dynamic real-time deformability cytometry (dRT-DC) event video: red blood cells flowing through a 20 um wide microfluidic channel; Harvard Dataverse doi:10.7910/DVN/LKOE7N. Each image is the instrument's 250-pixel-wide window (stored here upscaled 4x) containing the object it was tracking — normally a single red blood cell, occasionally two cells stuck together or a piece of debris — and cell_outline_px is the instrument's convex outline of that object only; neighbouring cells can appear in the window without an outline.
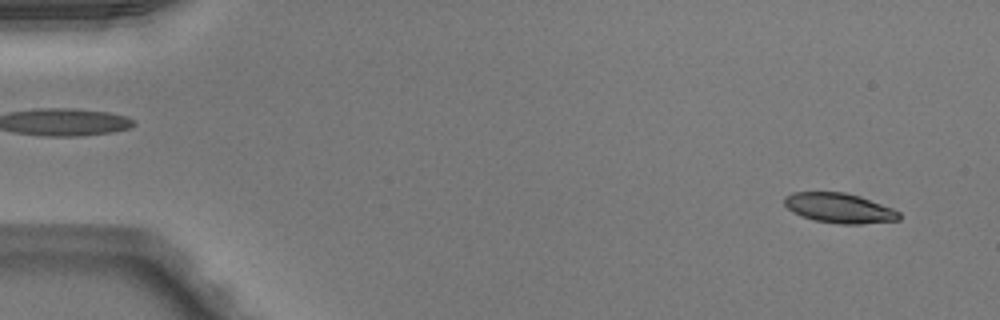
{"species": "Egyptian fruit bat (a non-hibernating species)", "species_latin": "Rousettus aegyptiacus", "temperature_condition": "warm", "stored_images_in_passage": 50, "camera_frame_rate_fps": 3000, "um_per_image_px": 0.085, "animal": {"sex": "male"}, "frame": {"image": 1, "passage_image": 3, "time_ms": 0.667, "image_size_px": [1000, 320], "cell_outline_px": [[900, 220], [860, 224], [840, 224], [816, 220], [800, 216], [792, 212], [784, 204], [784, 196], [792, 192], [844, 192], [860, 196], [892, 208], [900, 212]], "centroid_in_image_um": [71.33, 17.68], "position_along_channel_um": 13.7, "area_um2": 20.0}}
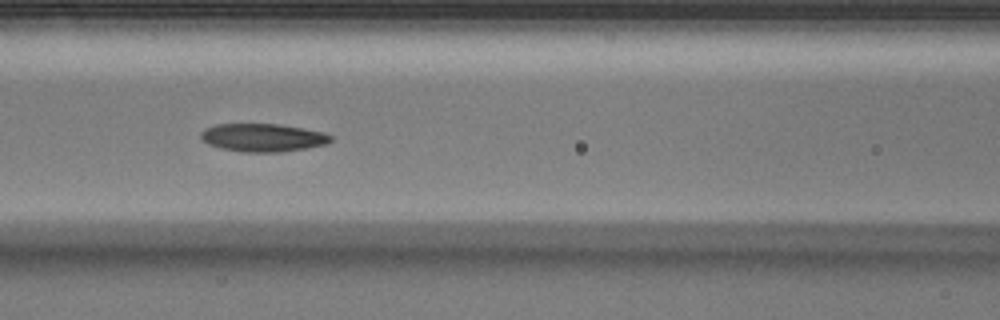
{"frame": {"image": 2, "passage_image": 22, "time_ms": 7.0, "image_size_px": [1000, 320], "cell_outline_px": [[332, 140], [328, 144], [308, 148], [284, 152], [240, 152], [220, 148], [208, 144], [200, 136], [200, 132], [216, 124], [280, 124], [324, 132], [332, 136]], "centroid_in_image_um": [22.38, 11.7], "position_along_channel_um": 144.2, "area_um2": 21.39}}
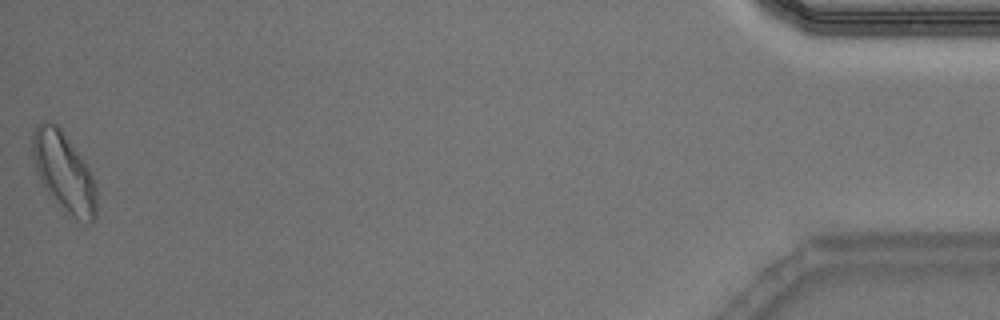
{"frame": {"image": 3, "passage_image": 50, "time_ms": 16.333, "image_size_px": [1000, 320], "cell_outline_px": [[96, 216], [92, 224], [64, 212], [52, 200], [40, 180], [36, 172], [32, 156], [32, 132], [44, 120], [48, 120], [56, 124], [60, 128], [80, 156], [88, 168], [96, 184]], "centroid_in_image_um": [5.41, 14.64], "position_along_channel_um": 429.8, "area_um2": 29.48}}